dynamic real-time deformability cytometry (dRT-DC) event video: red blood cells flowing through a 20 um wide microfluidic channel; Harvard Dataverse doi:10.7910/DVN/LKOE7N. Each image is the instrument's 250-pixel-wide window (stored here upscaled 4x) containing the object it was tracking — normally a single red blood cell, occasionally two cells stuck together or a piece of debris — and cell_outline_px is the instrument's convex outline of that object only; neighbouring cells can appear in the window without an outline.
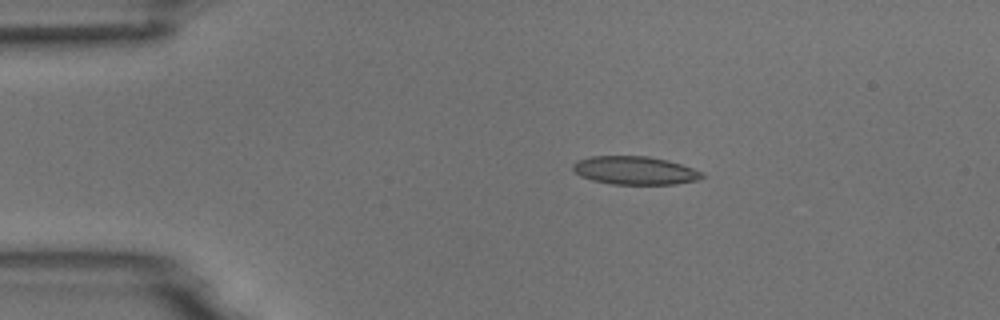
{"species": "common noctule bat (a hibernating species)", "species_latin": "Nyctalus noctula", "temperature_condition": "room temperature", "stored_images_in_passage": 7, "camera_frame_rate_fps": 3000, "um_per_image_px": 0.085, "animal": {"sex": "male", "body_mass_g": 18.8}, "frame": {"image": 1, "passage_image": 3, "time_ms": 0.667, "image_size_px": [1000, 320], "cell_outline_px": [[704, 176], [696, 180], [676, 184], [612, 184], [592, 180], [580, 176], [572, 168], [572, 164], [576, 160], [592, 156], [648, 156], [668, 160], [704, 172]], "centroid_in_image_um": [53.95, 14.48], "position_along_channel_um": 31.1, "area_um2": 21.27}}
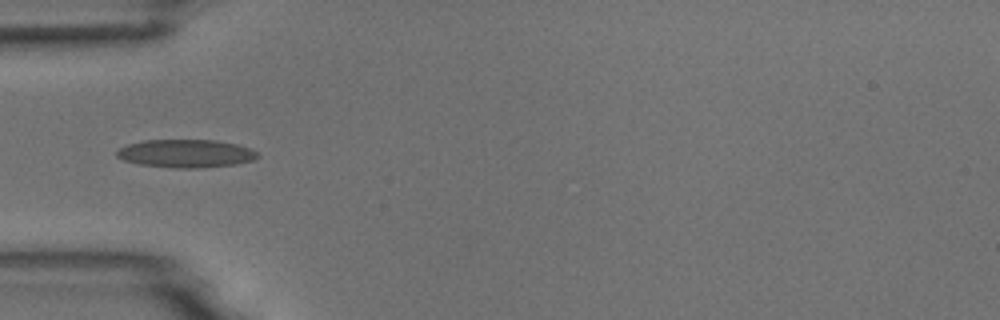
{"frame": {"image": 2, "passage_image": 5, "time_ms": 1.333, "image_size_px": [1000, 320], "cell_outline_px": [[260, 156], [252, 160], [236, 164], [196, 168], [172, 168], [140, 164], [124, 160], [116, 156], [116, 152], [120, 148], [128, 144], [144, 140], [216, 140], [236, 144], [248, 148], [256, 152]], "centroid_in_image_um": [15.78, 13.05], "position_along_channel_um": 69.2, "area_um2": 22.89}}